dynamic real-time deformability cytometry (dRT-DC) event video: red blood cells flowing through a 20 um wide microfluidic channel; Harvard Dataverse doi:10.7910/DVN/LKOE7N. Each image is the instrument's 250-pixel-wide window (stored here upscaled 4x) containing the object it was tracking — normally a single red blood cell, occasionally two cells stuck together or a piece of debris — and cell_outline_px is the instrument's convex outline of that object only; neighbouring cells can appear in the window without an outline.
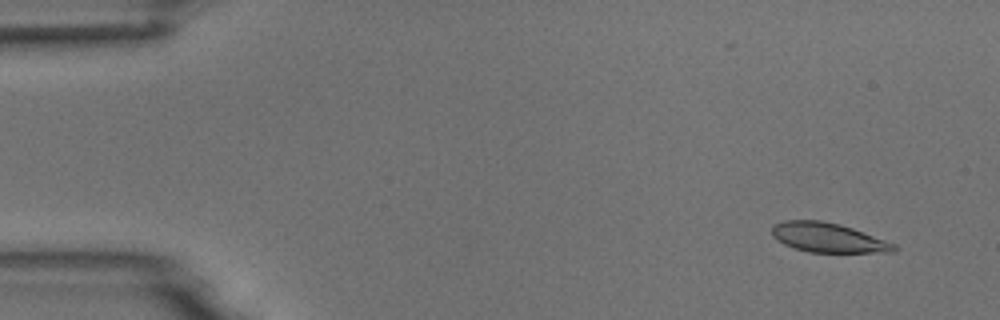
{"species": "common noctule bat (a hibernating species)", "species_latin": "Nyctalus noctula", "temperature_condition": "room temperature", "stored_images_in_passage": 5, "camera_frame_rate_fps": 3000, "um_per_image_px": 0.085, "animal": {"sex": "male", "body_mass_g": 18.8}, "frame": {"image": 1, "passage_image": 1, "time_ms": 0.0, "image_size_px": [1000, 320], "cell_outline_px": [[896, 252], [808, 252], [784, 244], [776, 240], [772, 236], [772, 224], [784, 220], [820, 220], [840, 224], [852, 228], [896, 244]], "centroid_in_image_um": [70.35, 20.19], "position_along_channel_um": 14.7, "area_um2": 20.92}}
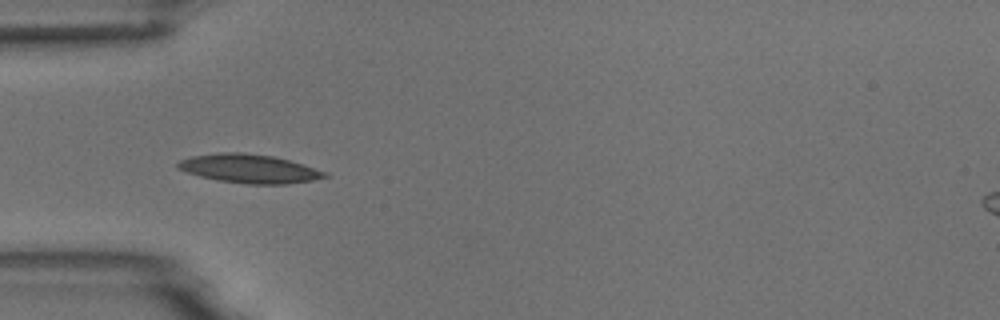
{"frame": {"image": 2, "passage_image": 4, "time_ms": 1.0, "image_size_px": [1000, 320], "cell_outline_px": [[328, 176], [312, 180], [288, 184], [248, 184], [216, 180], [200, 176], [176, 168], [176, 164], [180, 160], [192, 156], [220, 152], [244, 152], [272, 156], [288, 160], [328, 172]], "centroid_in_image_um": [21.17, 14.33], "position_along_channel_um": 63.8, "area_um2": 24.51}}